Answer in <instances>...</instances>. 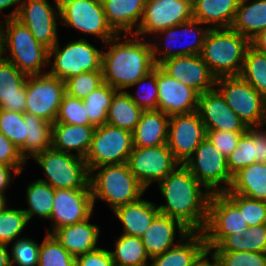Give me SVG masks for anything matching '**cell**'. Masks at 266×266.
Listing matches in <instances>:
<instances>
[{
  "label": "cell",
  "mask_w": 266,
  "mask_h": 266,
  "mask_svg": "<svg viewBox=\"0 0 266 266\" xmlns=\"http://www.w3.org/2000/svg\"><path fill=\"white\" fill-rule=\"evenodd\" d=\"M176 229L180 237H185L190 232L180 221L163 214H159L153 220L140 237L150 259L177 245L175 244Z\"/></svg>",
  "instance_id": "cell-23"
},
{
  "label": "cell",
  "mask_w": 266,
  "mask_h": 266,
  "mask_svg": "<svg viewBox=\"0 0 266 266\" xmlns=\"http://www.w3.org/2000/svg\"><path fill=\"white\" fill-rule=\"evenodd\" d=\"M127 164L131 173L145 189L152 182L159 183L180 165L167 144L151 147H133Z\"/></svg>",
  "instance_id": "cell-14"
},
{
  "label": "cell",
  "mask_w": 266,
  "mask_h": 266,
  "mask_svg": "<svg viewBox=\"0 0 266 266\" xmlns=\"http://www.w3.org/2000/svg\"><path fill=\"white\" fill-rule=\"evenodd\" d=\"M20 175V173L12 166L0 164V193H4L8 186H10L11 176Z\"/></svg>",
  "instance_id": "cell-54"
},
{
  "label": "cell",
  "mask_w": 266,
  "mask_h": 266,
  "mask_svg": "<svg viewBox=\"0 0 266 266\" xmlns=\"http://www.w3.org/2000/svg\"><path fill=\"white\" fill-rule=\"evenodd\" d=\"M192 19V0H147L135 35L154 36L166 28Z\"/></svg>",
  "instance_id": "cell-15"
},
{
  "label": "cell",
  "mask_w": 266,
  "mask_h": 266,
  "mask_svg": "<svg viewBox=\"0 0 266 266\" xmlns=\"http://www.w3.org/2000/svg\"><path fill=\"white\" fill-rule=\"evenodd\" d=\"M29 222L27 215L21 209L8 208L0 212V243L8 245L18 239Z\"/></svg>",
  "instance_id": "cell-43"
},
{
  "label": "cell",
  "mask_w": 266,
  "mask_h": 266,
  "mask_svg": "<svg viewBox=\"0 0 266 266\" xmlns=\"http://www.w3.org/2000/svg\"><path fill=\"white\" fill-rule=\"evenodd\" d=\"M26 163L19 149L0 132V164L12 166L21 174Z\"/></svg>",
  "instance_id": "cell-51"
},
{
  "label": "cell",
  "mask_w": 266,
  "mask_h": 266,
  "mask_svg": "<svg viewBox=\"0 0 266 266\" xmlns=\"http://www.w3.org/2000/svg\"><path fill=\"white\" fill-rule=\"evenodd\" d=\"M65 91V82L51 74L29 75L26 80V112L54 123Z\"/></svg>",
  "instance_id": "cell-13"
},
{
  "label": "cell",
  "mask_w": 266,
  "mask_h": 266,
  "mask_svg": "<svg viewBox=\"0 0 266 266\" xmlns=\"http://www.w3.org/2000/svg\"><path fill=\"white\" fill-rule=\"evenodd\" d=\"M94 125L52 124V148L85 158L95 130Z\"/></svg>",
  "instance_id": "cell-29"
},
{
  "label": "cell",
  "mask_w": 266,
  "mask_h": 266,
  "mask_svg": "<svg viewBox=\"0 0 266 266\" xmlns=\"http://www.w3.org/2000/svg\"><path fill=\"white\" fill-rule=\"evenodd\" d=\"M48 179H39L54 189L90 188L88 170L84 158L74 154L47 149L33 157Z\"/></svg>",
  "instance_id": "cell-7"
},
{
  "label": "cell",
  "mask_w": 266,
  "mask_h": 266,
  "mask_svg": "<svg viewBox=\"0 0 266 266\" xmlns=\"http://www.w3.org/2000/svg\"><path fill=\"white\" fill-rule=\"evenodd\" d=\"M232 193L266 201V164L255 162L233 176Z\"/></svg>",
  "instance_id": "cell-34"
},
{
  "label": "cell",
  "mask_w": 266,
  "mask_h": 266,
  "mask_svg": "<svg viewBox=\"0 0 266 266\" xmlns=\"http://www.w3.org/2000/svg\"><path fill=\"white\" fill-rule=\"evenodd\" d=\"M224 194L239 208L249 227L266 223V201L232 193Z\"/></svg>",
  "instance_id": "cell-44"
},
{
  "label": "cell",
  "mask_w": 266,
  "mask_h": 266,
  "mask_svg": "<svg viewBox=\"0 0 266 266\" xmlns=\"http://www.w3.org/2000/svg\"><path fill=\"white\" fill-rule=\"evenodd\" d=\"M184 165L211 194L224 193L231 187L233 176L228 169L227 158L207 137ZM221 183L224 186L220 187Z\"/></svg>",
  "instance_id": "cell-10"
},
{
  "label": "cell",
  "mask_w": 266,
  "mask_h": 266,
  "mask_svg": "<svg viewBox=\"0 0 266 266\" xmlns=\"http://www.w3.org/2000/svg\"><path fill=\"white\" fill-rule=\"evenodd\" d=\"M132 149V132L106 123L95 128L84 159L90 172L106 164L127 163Z\"/></svg>",
  "instance_id": "cell-11"
},
{
  "label": "cell",
  "mask_w": 266,
  "mask_h": 266,
  "mask_svg": "<svg viewBox=\"0 0 266 266\" xmlns=\"http://www.w3.org/2000/svg\"><path fill=\"white\" fill-rule=\"evenodd\" d=\"M54 123L92 125L87 117L86 107L83 105V100L72 97L67 93L63 95L58 115Z\"/></svg>",
  "instance_id": "cell-48"
},
{
  "label": "cell",
  "mask_w": 266,
  "mask_h": 266,
  "mask_svg": "<svg viewBox=\"0 0 266 266\" xmlns=\"http://www.w3.org/2000/svg\"><path fill=\"white\" fill-rule=\"evenodd\" d=\"M197 112L206 130L232 133H245L248 130L216 88L199 94Z\"/></svg>",
  "instance_id": "cell-21"
},
{
  "label": "cell",
  "mask_w": 266,
  "mask_h": 266,
  "mask_svg": "<svg viewBox=\"0 0 266 266\" xmlns=\"http://www.w3.org/2000/svg\"><path fill=\"white\" fill-rule=\"evenodd\" d=\"M26 200L29 208L23 210L30 221L33 216L50 219L54 204L55 189L41 180L31 182L26 187Z\"/></svg>",
  "instance_id": "cell-39"
},
{
  "label": "cell",
  "mask_w": 266,
  "mask_h": 266,
  "mask_svg": "<svg viewBox=\"0 0 266 266\" xmlns=\"http://www.w3.org/2000/svg\"><path fill=\"white\" fill-rule=\"evenodd\" d=\"M145 39L147 38H139L135 34H124L123 37L117 34L104 43L105 46H109V50L102 53V73L105 83L117 91H123L154 69L156 64L151 41L145 42Z\"/></svg>",
  "instance_id": "cell-2"
},
{
  "label": "cell",
  "mask_w": 266,
  "mask_h": 266,
  "mask_svg": "<svg viewBox=\"0 0 266 266\" xmlns=\"http://www.w3.org/2000/svg\"><path fill=\"white\" fill-rule=\"evenodd\" d=\"M179 238L177 245L152 257L149 266H193L208 251L202 232H189Z\"/></svg>",
  "instance_id": "cell-25"
},
{
  "label": "cell",
  "mask_w": 266,
  "mask_h": 266,
  "mask_svg": "<svg viewBox=\"0 0 266 266\" xmlns=\"http://www.w3.org/2000/svg\"><path fill=\"white\" fill-rule=\"evenodd\" d=\"M135 85H140L139 87H143V90H138L135 96L126 91L133 102L143 111L158 109L157 65L149 74L138 80L130 87H134Z\"/></svg>",
  "instance_id": "cell-45"
},
{
  "label": "cell",
  "mask_w": 266,
  "mask_h": 266,
  "mask_svg": "<svg viewBox=\"0 0 266 266\" xmlns=\"http://www.w3.org/2000/svg\"><path fill=\"white\" fill-rule=\"evenodd\" d=\"M245 266H266V253L245 251Z\"/></svg>",
  "instance_id": "cell-55"
},
{
  "label": "cell",
  "mask_w": 266,
  "mask_h": 266,
  "mask_svg": "<svg viewBox=\"0 0 266 266\" xmlns=\"http://www.w3.org/2000/svg\"><path fill=\"white\" fill-rule=\"evenodd\" d=\"M93 198L91 188L55 189L54 204L50 215V234L59 227L69 226L84 221L92 216Z\"/></svg>",
  "instance_id": "cell-19"
},
{
  "label": "cell",
  "mask_w": 266,
  "mask_h": 266,
  "mask_svg": "<svg viewBox=\"0 0 266 266\" xmlns=\"http://www.w3.org/2000/svg\"><path fill=\"white\" fill-rule=\"evenodd\" d=\"M169 115L158 109L144 110L132 132L133 147H151L167 144Z\"/></svg>",
  "instance_id": "cell-30"
},
{
  "label": "cell",
  "mask_w": 266,
  "mask_h": 266,
  "mask_svg": "<svg viewBox=\"0 0 266 266\" xmlns=\"http://www.w3.org/2000/svg\"><path fill=\"white\" fill-rule=\"evenodd\" d=\"M57 42L49 50V74L64 82L83 72L102 70V50L97 49L85 38L70 41L60 48ZM61 49V50H60ZM54 58V61L52 60ZM53 61V63H51Z\"/></svg>",
  "instance_id": "cell-8"
},
{
  "label": "cell",
  "mask_w": 266,
  "mask_h": 266,
  "mask_svg": "<svg viewBox=\"0 0 266 266\" xmlns=\"http://www.w3.org/2000/svg\"><path fill=\"white\" fill-rule=\"evenodd\" d=\"M250 46L266 54V30H263L250 40Z\"/></svg>",
  "instance_id": "cell-57"
},
{
  "label": "cell",
  "mask_w": 266,
  "mask_h": 266,
  "mask_svg": "<svg viewBox=\"0 0 266 266\" xmlns=\"http://www.w3.org/2000/svg\"><path fill=\"white\" fill-rule=\"evenodd\" d=\"M89 218L73 225L59 227L50 232L54 238L74 257L98 248L100 227L89 222Z\"/></svg>",
  "instance_id": "cell-28"
},
{
  "label": "cell",
  "mask_w": 266,
  "mask_h": 266,
  "mask_svg": "<svg viewBox=\"0 0 266 266\" xmlns=\"http://www.w3.org/2000/svg\"><path fill=\"white\" fill-rule=\"evenodd\" d=\"M4 28V50L9 55L4 59L14 64L21 72L29 75L47 73L49 49L39 43L30 30L16 18L2 19Z\"/></svg>",
  "instance_id": "cell-5"
},
{
  "label": "cell",
  "mask_w": 266,
  "mask_h": 266,
  "mask_svg": "<svg viewBox=\"0 0 266 266\" xmlns=\"http://www.w3.org/2000/svg\"><path fill=\"white\" fill-rule=\"evenodd\" d=\"M250 41L231 28L210 29L201 57L216 77L239 76Z\"/></svg>",
  "instance_id": "cell-3"
},
{
  "label": "cell",
  "mask_w": 266,
  "mask_h": 266,
  "mask_svg": "<svg viewBox=\"0 0 266 266\" xmlns=\"http://www.w3.org/2000/svg\"><path fill=\"white\" fill-rule=\"evenodd\" d=\"M6 244L0 243V266H11L10 253Z\"/></svg>",
  "instance_id": "cell-59"
},
{
  "label": "cell",
  "mask_w": 266,
  "mask_h": 266,
  "mask_svg": "<svg viewBox=\"0 0 266 266\" xmlns=\"http://www.w3.org/2000/svg\"><path fill=\"white\" fill-rule=\"evenodd\" d=\"M117 90L108 83H103L95 91H92L83 99V105L86 107L87 117L95 127L107 123V115L111 105L112 98Z\"/></svg>",
  "instance_id": "cell-40"
},
{
  "label": "cell",
  "mask_w": 266,
  "mask_h": 266,
  "mask_svg": "<svg viewBox=\"0 0 266 266\" xmlns=\"http://www.w3.org/2000/svg\"><path fill=\"white\" fill-rule=\"evenodd\" d=\"M205 138V125L197 111L169 117L167 145L180 164L188 161Z\"/></svg>",
  "instance_id": "cell-16"
},
{
  "label": "cell",
  "mask_w": 266,
  "mask_h": 266,
  "mask_svg": "<svg viewBox=\"0 0 266 266\" xmlns=\"http://www.w3.org/2000/svg\"><path fill=\"white\" fill-rule=\"evenodd\" d=\"M231 29L249 41L266 30V0H240Z\"/></svg>",
  "instance_id": "cell-33"
},
{
  "label": "cell",
  "mask_w": 266,
  "mask_h": 266,
  "mask_svg": "<svg viewBox=\"0 0 266 266\" xmlns=\"http://www.w3.org/2000/svg\"><path fill=\"white\" fill-rule=\"evenodd\" d=\"M22 2L23 0H0V12L1 11L3 12L4 9L10 8L11 6L14 5L15 9L12 10L10 14H5V17L6 19L16 18Z\"/></svg>",
  "instance_id": "cell-56"
},
{
  "label": "cell",
  "mask_w": 266,
  "mask_h": 266,
  "mask_svg": "<svg viewBox=\"0 0 266 266\" xmlns=\"http://www.w3.org/2000/svg\"><path fill=\"white\" fill-rule=\"evenodd\" d=\"M262 127L248 128L238 141L237 147L227 158L230 174L234 176L241 169L255 162H263L266 156V131Z\"/></svg>",
  "instance_id": "cell-26"
},
{
  "label": "cell",
  "mask_w": 266,
  "mask_h": 266,
  "mask_svg": "<svg viewBox=\"0 0 266 266\" xmlns=\"http://www.w3.org/2000/svg\"><path fill=\"white\" fill-rule=\"evenodd\" d=\"M6 195L0 193V212L7 206Z\"/></svg>",
  "instance_id": "cell-61"
},
{
  "label": "cell",
  "mask_w": 266,
  "mask_h": 266,
  "mask_svg": "<svg viewBox=\"0 0 266 266\" xmlns=\"http://www.w3.org/2000/svg\"><path fill=\"white\" fill-rule=\"evenodd\" d=\"M75 266H115L108 249L96 248L75 257Z\"/></svg>",
  "instance_id": "cell-52"
},
{
  "label": "cell",
  "mask_w": 266,
  "mask_h": 266,
  "mask_svg": "<svg viewBox=\"0 0 266 266\" xmlns=\"http://www.w3.org/2000/svg\"><path fill=\"white\" fill-rule=\"evenodd\" d=\"M201 25H202L201 22H199L195 19H192L188 22L181 23V24H178V25L170 27V28H166L165 30H162V31L158 32L157 34H155L156 40L159 39L161 34H163L162 35V36H164L163 39H165L166 42L168 41L167 43H164V45H163L164 47H161V44L159 42L156 43L155 41H153L154 43H152V41H151L153 59H154L155 64L159 65L162 61L169 59V58H172V57H178V56H182V55H199V54H201L206 35H207L208 31L210 30L209 26L206 28L205 27L202 28V27H200ZM159 33H160V35H159ZM183 36L184 37L193 36L192 41L187 40L188 43L189 42H191V43L187 44V46H183L184 44L182 43L180 45V46H182V48L175 47L174 45L177 44V43H175V41L177 42V39H181V38H183ZM186 38H188V37H186ZM171 46H173V47H171ZM160 49H162V50H160ZM157 54L159 55V58L157 57Z\"/></svg>",
  "instance_id": "cell-18"
},
{
  "label": "cell",
  "mask_w": 266,
  "mask_h": 266,
  "mask_svg": "<svg viewBox=\"0 0 266 266\" xmlns=\"http://www.w3.org/2000/svg\"><path fill=\"white\" fill-rule=\"evenodd\" d=\"M213 250L266 253V223L249 227L242 236H226Z\"/></svg>",
  "instance_id": "cell-37"
},
{
  "label": "cell",
  "mask_w": 266,
  "mask_h": 266,
  "mask_svg": "<svg viewBox=\"0 0 266 266\" xmlns=\"http://www.w3.org/2000/svg\"><path fill=\"white\" fill-rule=\"evenodd\" d=\"M239 2L240 0H192L193 19L208 24L210 29L231 28Z\"/></svg>",
  "instance_id": "cell-32"
},
{
  "label": "cell",
  "mask_w": 266,
  "mask_h": 266,
  "mask_svg": "<svg viewBox=\"0 0 266 266\" xmlns=\"http://www.w3.org/2000/svg\"><path fill=\"white\" fill-rule=\"evenodd\" d=\"M38 266H75V257L52 234L46 233L39 249Z\"/></svg>",
  "instance_id": "cell-42"
},
{
  "label": "cell",
  "mask_w": 266,
  "mask_h": 266,
  "mask_svg": "<svg viewBox=\"0 0 266 266\" xmlns=\"http://www.w3.org/2000/svg\"><path fill=\"white\" fill-rule=\"evenodd\" d=\"M52 5L48 0H23L16 19L24 24L35 39L49 50L59 41L57 20L59 3L54 0ZM57 14V15H56Z\"/></svg>",
  "instance_id": "cell-17"
},
{
  "label": "cell",
  "mask_w": 266,
  "mask_h": 266,
  "mask_svg": "<svg viewBox=\"0 0 266 266\" xmlns=\"http://www.w3.org/2000/svg\"><path fill=\"white\" fill-rule=\"evenodd\" d=\"M27 77L14 64L0 61V109L26 112Z\"/></svg>",
  "instance_id": "cell-24"
},
{
  "label": "cell",
  "mask_w": 266,
  "mask_h": 266,
  "mask_svg": "<svg viewBox=\"0 0 266 266\" xmlns=\"http://www.w3.org/2000/svg\"><path fill=\"white\" fill-rule=\"evenodd\" d=\"M103 83L102 70L83 72L65 81V91L68 95L83 100Z\"/></svg>",
  "instance_id": "cell-47"
},
{
  "label": "cell",
  "mask_w": 266,
  "mask_h": 266,
  "mask_svg": "<svg viewBox=\"0 0 266 266\" xmlns=\"http://www.w3.org/2000/svg\"><path fill=\"white\" fill-rule=\"evenodd\" d=\"M220 266H245V251H213Z\"/></svg>",
  "instance_id": "cell-53"
},
{
  "label": "cell",
  "mask_w": 266,
  "mask_h": 266,
  "mask_svg": "<svg viewBox=\"0 0 266 266\" xmlns=\"http://www.w3.org/2000/svg\"><path fill=\"white\" fill-rule=\"evenodd\" d=\"M147 0H101L108 24L117 34H135ZM135 28V29H134Z\"/></svg>",
  "instance_id": "cell-27"
},
{
  "label": "cell",
  "mask_w": 266,
  "mask_h": 266,
  "mask_svg": "<svg viewBox=\"0 0 266 266\" xmlns=\"http://www.w3.org/2000/svg\"><path fill=\"white\" fill-rule=\"evenodd\" d=\"M158 185L166 202L157 205L160 214L180 221L190 232H202L207 221L211 193L190 170L180 164Z\"/></svg>",
  "instance_id": "cell-1"
},
{
  "label": "cell",
  "mask_w": 266,
  "mask_h": 266,
  "mask_svg": "<svg viewBox=\"0 0 266 266\" xmlns=\"http://www.w3.org/2000/svg\"><path fill=\"white\" fill-rule=\"evenodd\" d=\"M243 133L224 132L220 130H206L207 139L216 147L226 158L234 151Z\"/></svg>",
  "instance_id": "cell-50"
},
{
  "label": "cell",
  "mask_w": 266,
  "mask_h": 266,
  "mask_svg": "<svg viewBox=\"0 0 266 266\" xmlns=\"http://www.w3.org/2000/svg\"><path fill=\"white\" fill-rule=\"evenodd\" d=\"M266 98V54L249 46L239 75Z\"/></svg>",
  "instance_id": "cell-41"
},
{
  "label": "cell",
  "mask_w": 266,
  "mask_h": 266,
  "mask_svg": "<svg viewBox=\"0 0 266 266\" xmlns=\"http://www.w3.org/2000/svg\"><path fill=\"white\" fill-rule=\"evenodd\" d=\"M0 21H2V20H0ZM4 55H5V50H4V28H3V23H2V24H0V61L4 60Z\"/></svg>",
  "instance_id": "cell-60"
},
{
  "label": "cell",
  "mask_w": 266,
  "mask_h": 266,
  "mask_svg": "<svg viewBox=\"0 0 266 266\" xmlns=\"http://www.w3.org/2000/svg\"><path fill=\"white\" fill-rule=\"evenodd\" d=\"M142 112L125 90L117 91L109 107L107 124L133 132Z\"/></svg>",
  "instance_id": "cell-36"
},
{
  "label": "cell",
  "mask_w": 266,
  "mask_h": 266,
  "mask_svg": "<svg viewBox=\"0 0 266 266\" xmlns=\"http://www.w3.org/2000/svg\"><path fill=\"white\" fill-rule=\"evenodd\" d=\"M208 256H212L213 263L208 259ZM193 266H218V262L216 257L210 251H207Z\"/></svg>",
  "instance_id": "cell-58"
},
{
  "label": "cell",
  "mask_w": 266,
  "mask_h": 266,
  "mask_svg": "<svg viewBox=\"0 0 266 266\" xmlns=\"http://www.w3.org/2000/svg\"><path fill=\"white\" fill-rule=\"evenodd\" d=\"M158 110L167 115L188 114L197 111L199 94L170 77L157 65Z\"/></svg>",
  "instance_id": "cell-22"
},
{
  "label": "cell",
  "mask_w": 266,
  "mask_h": 266,
  "mask_svg": "<svg viewBox=\"0 0 266 266\" xmlns=\"http://www.w3.org/2000/svg\"><path fill=\"white\" fill-rule=\"evenodd\" d=\"M24 122L27 125V137L19 151L28 162L27 158L52 148V123L27 112L24 113Z\"/></svg>",
  "instance_id": "cell-35"
},
{
  "label": "cell",
  "mask_w": 266,
  "mask_h": 266,
  "mask_svg": "<svg viewBox=\"0 0 266 266\" xmlns=\"http://www.w3.org/2000/svg\"><path fill=\"white\" fill-rule=\"evenodd\" d=\"M89 184L93 204L96 199H100L107 202L113 211L119 206L138 200L146 190L131 173L127 163L93 168L90 171Z\"/></svg>",
  "instance_id": "cell-4"
},
{
  "label": "cell",
  "mask_w": 266,
  "mask_h": 266,
  "mask_svg": "<svg viewBox=\"0 0 266 266\" xmlns=\"http://www.w3.org/2000/svg\"><path fill=\"white\" fill-rule=\"evenodd\" d=\"M158 66L170 77L193 88L198 94L215 89L216 77L200 54L172 57Z\"/></svg>",
  "instance_id": "cell-20"
},
{
  "label": "cell",
  "mask_w": 266,
  "mask_h": 266,
  "mask_svg": "<svg viewBox=\"0 0 266 266\" xmlns=\"http://www.w3.org/2000/svg\"><path fill=\"white\" fill-rule=\"evenodd\" d=\"M249 229L243 213L224 194L213 193L208 202L207 221L202 231L208 251H212L226 236H242Z\"/></svg>",
  "instance_id": "cell-9"
},
{
  "label": "cell",
  "mask_w": 266,
  "mask_h": 266,
  "mask_svg": "<svg viewBox=\"0 0 266 266\" xmlns=\"http://www.w3.org/2000/svg\"><path fill=\"white\" fill-rule=\"evenodd\" d=\"M215 88L248 128L266 124V98L240 76L216 78Z\"/></svg>",
  "instance_id": "cell-6"
},
{
  "label": "cell",
  "mask_w": 266,
  "mask_h": 266,
  "mask_svg": "<svg viewBox=\"0 0 266 266\" xmlns=\"http://www.w3.org/2000/svg\"><path fill=\"white\" fill-rule=\"evenodd\" d=\"M115 251H110L115 266H149L140 237L121 234L116 240Z\"/></svg>",
  "instance_id": "cell-38"
},
{
  "label": "cell",
  "mask_w": 266,
  "mask_h": 266,
  "mask_svg": "<svg viewBox=\"0 0 266 266\" xmlns=\"http://www.w3.org/2000/svg\"><path fill=\"white\" fill-rule=\"evenodd\" d=\"M40 246L30 237L16 239L9 254L11 266H38Z\"/></svg>",
  "instance_id": "cell-49"
},
{
  "label": "cell",
  "mask_w": 266,
  "mask_h": 266,
  "mask_svg": "<svg viewBox=\"0 0 266 266\" xmlns=\"http://www.w3.org/2000/svg\"><path fill=\"white\" fill-rule=\"evenodd\" d=\"M123 224L122 234L141 237L153 220L160 214L157 204L141 199L117 207L113 211Z\"/></svg>",
  "instance_id": "cell-31"
},
{
  "label": "cell",
  "mask_w": 266,
  "mask_h": 266,
  "mask_svg": "<svg viewBox=\"0 0 266 266\" xmlns=\"http://www.w3.org/2000/svg\"><path fill=\"white\" fill-rule=\"evenodd\" d=\"M0 132L19 149L27 137L24 113L0 109Z\"/></svg>",
  "instance_id": "cell-46"
},
{
  "label": "cell",
  "mask_w": 266,
  "mask_h": 266,
  "mask_svg": "<svg viewBox=\"0 0 266 266\" xmlns=\"http://www.w3.org/2000/svg\"><path fill=\"white\" fill-rule=\"evenodd\" d=\"M58 3L64 25L94 35L104 43L117 35L107 22L101 0H58Z\"/></svg>",
  "instance_id": "cell-12"
}]
</instances>
